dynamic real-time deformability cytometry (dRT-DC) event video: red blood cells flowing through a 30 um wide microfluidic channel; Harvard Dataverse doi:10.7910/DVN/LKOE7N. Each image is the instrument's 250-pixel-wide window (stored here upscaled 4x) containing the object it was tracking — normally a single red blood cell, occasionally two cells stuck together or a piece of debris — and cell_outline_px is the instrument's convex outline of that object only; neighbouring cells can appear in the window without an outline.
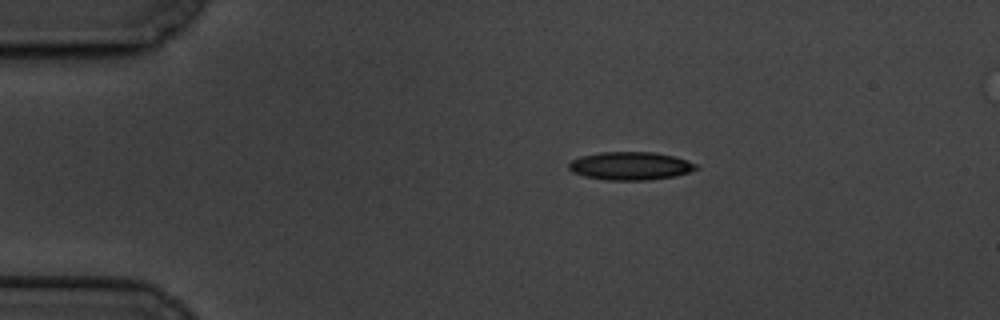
{"species": "common noctule bat (a hibernating species)", "species_latin": "Nyctalus noctula", "temperature_condition": "cold", "stored_images_in_passage": 6, "camera_frame_rate_fps": 3000, "um_per_image_px": 0.085, "animal": {"sex": "male", "body_mass_g": 19.5, "forearm_length_mm": 54.6}, "frame": {"image": 1, "passage_image": 2, "time_ms": 2.0, "image_size_px": [1000, 320], "cell_outline_px": [[700, 168], [688, 172], [672, 176], [648, 180], [608, 180], [584, 176], [572, 172], [568, 168], [568, 164], [572, 160], [580, 156], [600, 152], [656, 152], [676, 156], [696, 164]], "centroid_in_image_um": [53.57, 14.09], "position_along_channel_um": 31.4, "area_um2": 20.87}}
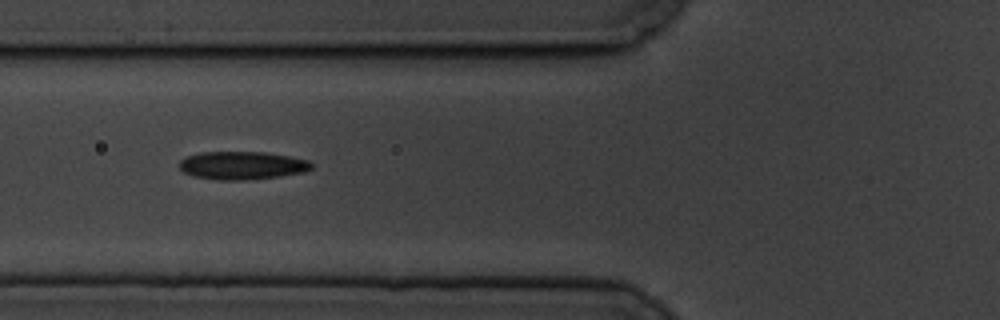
{"frame": {"image": 2, "passage_image": 5, "time_ms": 5.667, "image_size_px": [1000, 320], "cell_outline_px": [[312, 168], [304, 172], [280, 176], [244, 180], [220, 180], [192, 176], [184, 172], [180, 168], [180, 160], [188, 156], [200, 152], [264, 152], [288, 156], [308, 160], [312, 164]], "centroid_in_image_um": [20.57, 14.06], "position_along_channel_um": 105.2, "area_um2": 21.5}}
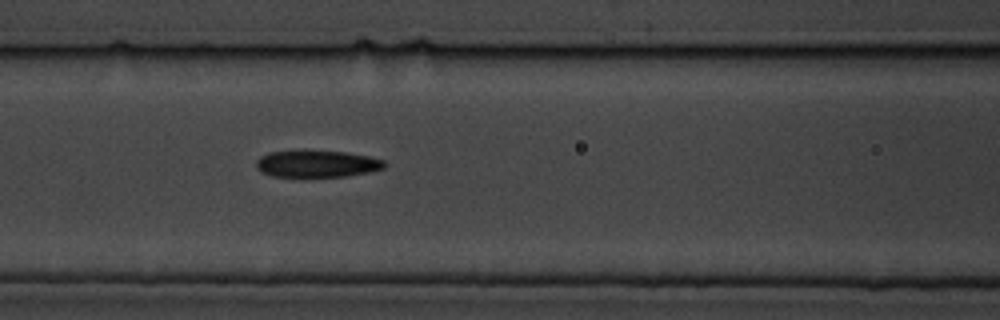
{"frame": {"image": 3, "passage_image": 6, "time_ms": 6.667, "image_size_px": [1000, 320], "cell_outline_px": [[384, 168], [372, 172], [348, 176], [272, 176], [260, 172], [256, 168], [256, 160], [260, 156], [268, 152], [344, 152], [368, 156], [384, 160]], "centroid_in_image_um": [26.94, 13.94], "position_along_channel_um": 139.7, "area_um2": 19.65}}